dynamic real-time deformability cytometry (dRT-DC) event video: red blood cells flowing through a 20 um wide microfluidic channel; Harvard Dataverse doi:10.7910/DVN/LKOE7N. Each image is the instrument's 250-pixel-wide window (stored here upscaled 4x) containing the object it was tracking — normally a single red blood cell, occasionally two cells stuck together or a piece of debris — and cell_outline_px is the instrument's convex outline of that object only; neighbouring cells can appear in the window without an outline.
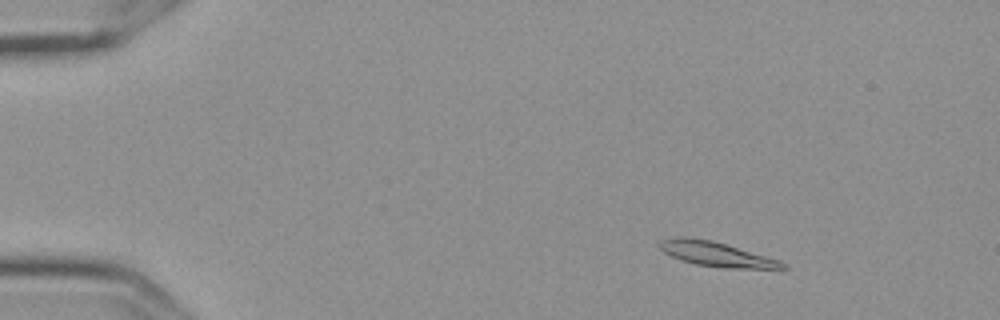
{"species": "Egyptian fruit bat (a non-hibernating species)", "species_latin": "Rousettus aegyptiacus", "temperature_condition": "cold", "stored_images_in_passage": 56, "camera_frame_rate_fps": 3000, "um_per_image_px": 0.085, "frame": {"image": 1, "passage_image": 7, "time_ms": 2.0, "image_size_px": [1000, 320], "cell_outline_px": [[788, 268], [784, 272], [724, 268], [696, 264], [680, 260], [664, 252], [656, 244], [660, 240], [676, 236], [684, 236], [712, 240], [780, 260]], "centroid_in_image_um": [61.02, 21.65], "position_along_channel_um": 24.0, "area_um2": 18.5}}
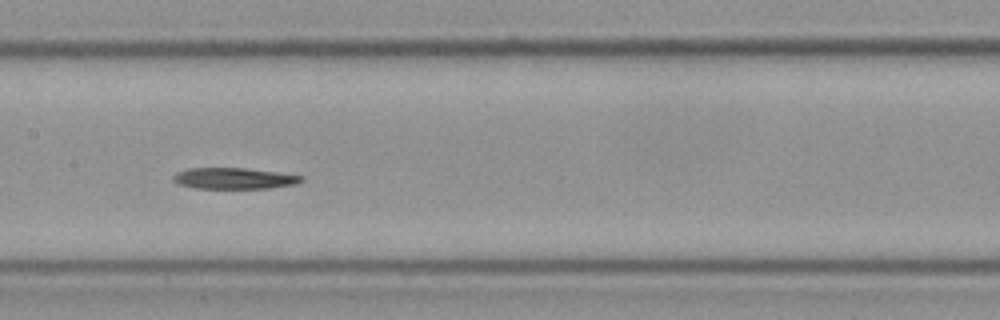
{"frame": {"image": 2, "passage_image": 28, "time_ms": 9.0, "image_size_px": [1000, 320], "cell_outline_px": [[304, 180], [296, 184], [272, 188], [196, 188], [176, 184], [172, 180], [172, 176], [176, 172], [188, 168], [244, 168], [276, 172], [304, 176]], "centroid_in_image_um": [19.86, 15.16], "position_along_channel_um": 187.5, "area_um2": 15.9}}
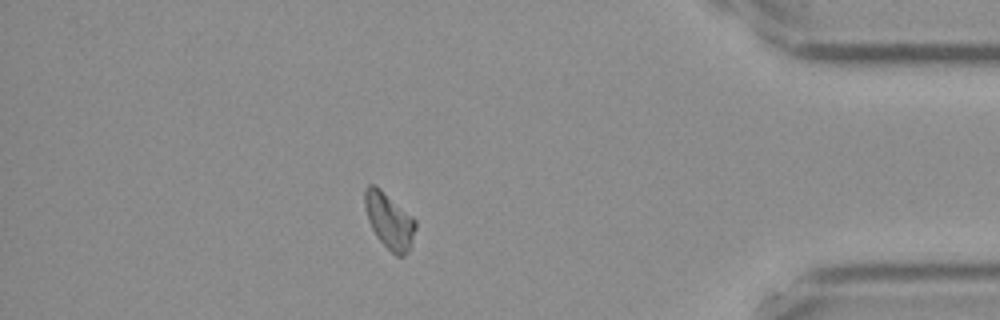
{"frame": {"image": 3, "passage_image": 49, "time_ms": 16.0, "image_size_px": [1000, 320], "cell_outline_px": [[416, 228], [408, 252], [404, 256], [396, 256], [376, 236], [368, 220], [364, 204], [364, 188], [368, 184], [376, 184], [412, 216], [416, 220]], "centroid_in_image_um": [33.07, 18.72], "position_along_channel_um": 402.1, "area_um2": 16.53}}